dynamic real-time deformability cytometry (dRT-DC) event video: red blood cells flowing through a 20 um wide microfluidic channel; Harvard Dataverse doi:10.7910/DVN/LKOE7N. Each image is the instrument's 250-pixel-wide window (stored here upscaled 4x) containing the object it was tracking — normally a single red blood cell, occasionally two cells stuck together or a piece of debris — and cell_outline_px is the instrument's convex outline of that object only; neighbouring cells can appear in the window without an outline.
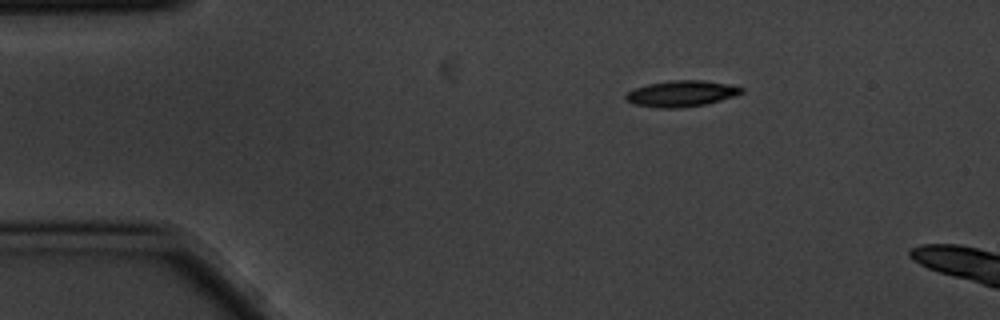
{"species": "common noctule bat (a hibernating species)", "species_latin": "Nyctalus noctula", "temperature_condition": "cold", "stored_images_in_passage": 3, "camera_frame_rate_fps": 3000, "um_per_image_px": 0.085, "animal": {"sex": "male", "body_mass_g": 20.1, "forearm_length_mm": 53.5}, "frame": {"image": 1, "passage_image": 1, "time_ms": 0.0, "image_size_px": [1000, 320], "cell_outline_px": [[744, 92], [720, 100], [704, 104], [680, 108], [656, 108], [632, 104], [624, 96], [628, 92], [636, 88], [648, 84], [672, 80], [704, 80], [728, 84], [744, 88]], "centroid_in_image_um": [57.9, 7.96], "position_along_channel_um": 27.1, "area_um2": 17.46}}